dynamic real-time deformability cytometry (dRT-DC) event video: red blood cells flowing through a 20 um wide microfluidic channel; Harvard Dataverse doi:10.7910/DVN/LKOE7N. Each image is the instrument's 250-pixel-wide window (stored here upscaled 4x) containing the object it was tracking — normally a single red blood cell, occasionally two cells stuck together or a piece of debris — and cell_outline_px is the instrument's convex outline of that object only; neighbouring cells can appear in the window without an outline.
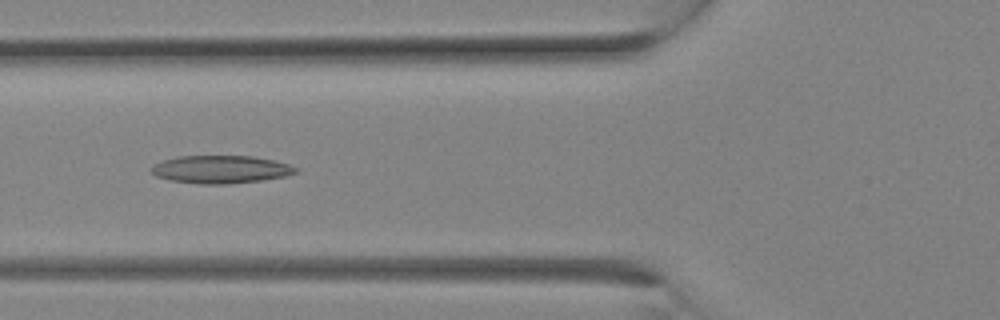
{"species": "Egyptian fruit bat (a non-hibernating species)", "species_latin": "Rousettus aegyptiacus", "temperature_condition": "room temperature", "stored_images_in_passage": 16, "camera_frame_rate_fps": 3000, "um_per_image_px": 0.085, "animal": {"sex": "female"}, "frame": {"image": 1, "passage_image": 10, "time_ms": 3.0, "image_size_px": [1000, 320], "cell_outline_px": [[300, 172], [284, 176], [260, 180], [224, 184], [200, 184], [168, 180], [156, 176], [148, 168], [152, 164], [176, 156], [252, 156], [272, 160], [288, 164], [300, 168]], "centroid_in_image_um": [18.73, 14.39], "position_along_channel_um": 107.1, "area_um2": 23.52}}
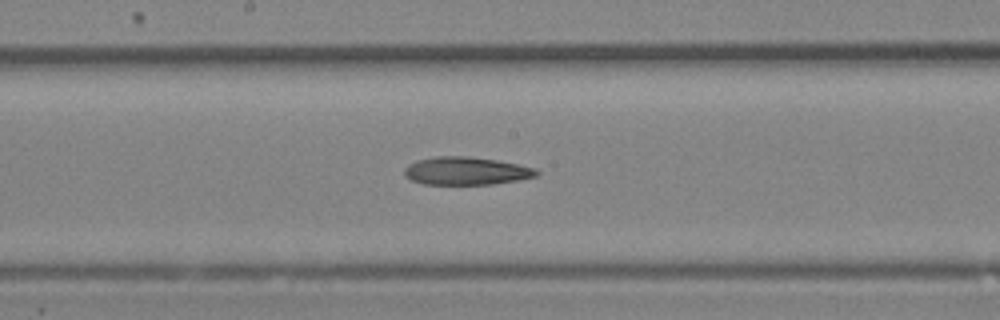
{"frame": {"image": 2, "passage_image": 14, "time_ms": 4.333, "image_size_px": [1000, 320], "cell_outline_px": [[540, 172], [536, 176], [516, 180], [492, 184], [424, 184], [412, 180], [404, 176], [404, 168], [408, 164], [416, 160], [436, 156], [468, 156], [496, 160], [536, 168]], "centroid_in_image_um": [39.58, 14.52], "position_along_channel_um": 208.6, "area_um2": 21.44}}
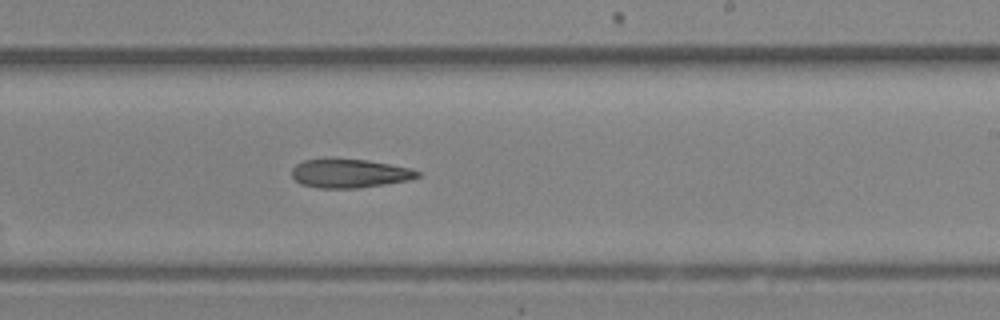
{"frame": {"image": 3, "passage_image": 16, "time_ms": 5.0, "image_size_px": [1000, 320], "cell_outline_px": [[420, 176], [408, 180], [384, 184], [356, 188], [320, 188], [300, 184], [292, 176], [292, 168], [296, 164], [304, 160], [324, 156], [368, 160], [412, 168], [420, 172]], "centroid_in_image_um": [29.67, 14.7], "position_along_channel_um": 259.3, "area_um2": 21.62}}